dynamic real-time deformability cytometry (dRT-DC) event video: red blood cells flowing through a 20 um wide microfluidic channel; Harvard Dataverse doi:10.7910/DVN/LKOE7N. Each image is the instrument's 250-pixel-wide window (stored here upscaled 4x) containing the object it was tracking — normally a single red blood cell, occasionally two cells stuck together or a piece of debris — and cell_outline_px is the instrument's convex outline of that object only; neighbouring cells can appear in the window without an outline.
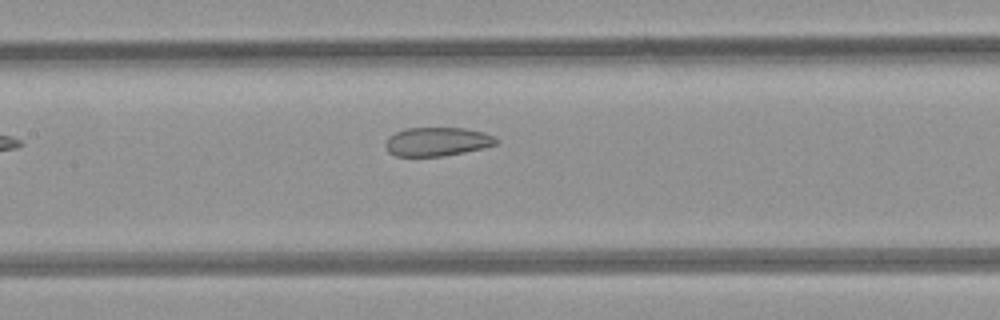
{"species": "common noctule bat (a hibernating species)", "species_latin": "Nyctalus noctula", "temperature_condition": "room temperature", "stored_images_in_passage": 4, "camera_frame_rate_fps": 3000, "um_per_image_px": 0.085, "animal": {"sex": "female", "body_mass_g": 21.9}, "frame": {"image": 1, "passage_image": 4, "time_ms": 3.333, "image_size_px": [1000, 320], "cell_outline_px": [[500, 140], [496, 144], [464, 152], [440, 156], [396, 156], [388, 152], [384, 144], [388, 136], [404, 128], [464, 128], [484, 132]], "centroid_in_image_um": [37.11, 12.03], "position_along_channel_um": 170.3, "area_um2": 18.5}}